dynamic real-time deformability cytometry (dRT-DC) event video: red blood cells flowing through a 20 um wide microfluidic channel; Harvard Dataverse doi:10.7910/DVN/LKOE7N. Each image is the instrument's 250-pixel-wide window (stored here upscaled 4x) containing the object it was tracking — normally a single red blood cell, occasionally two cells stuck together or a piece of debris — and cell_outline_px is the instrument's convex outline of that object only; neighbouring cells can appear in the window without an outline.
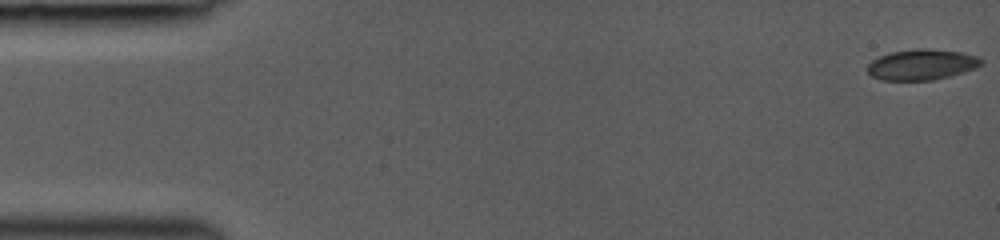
{"species": "common noctule bat (a hibernating species)", "species_latin": "Nyctalus noctula", "temperature_condition": "room temperature", "stored_images_in_passage": 40, "camera_frame_rate_fps": 3000, "um_per_image_px": 0.085, "animal": {"sex": "female", "body_mass_g": 19.0, "forearm_length_mm": 53.3}, "frame": {"image": 1, "passage_image": 1, "time_ms": 0.0, "image_size_px": [1000, 240], "cell_outline_px": [[984, 64], [976, 68], [948, 76], [932, 80], [880, 80], [872, 76], [868, 72], [868, 64], [872, 60], [880, 56], [892, 52], [916, 48], [928, 48], [960, 52], [976, 56], [984, 60]], "centroid_in_image_um": [78.36, 5.48], "position_along_channel_um": 6.6, "area_um2": 20.29}}
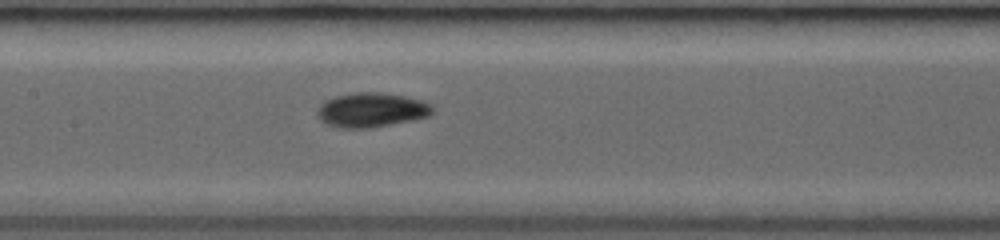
{"frame": {"image": 2, "passage_image": 16, "time_ms": 7.333, "image_size_px": [1000, 240], "cell_outline_px": [[436, 108], [428, 116], [412, 120], [368, 128], [340, 128], [324, 124], [320, 120], [316, 112], [320, 104], [324, 100], [336, 96], [352, 92], [380, 92], [404, 96], [420, 100], [432, 104]], "centroid_in_image_um": [31.54, 9.34], "position_along_channel_um": 175.9, "area_um2": 23.29}}
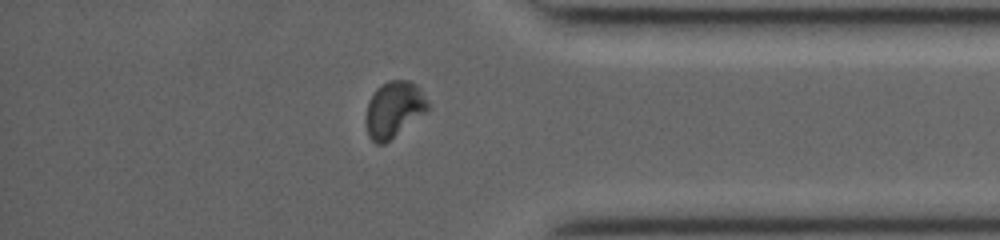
{"frame": {"image": 3, "passage_image": 34, "time_ms": 12.667, "image_size_px": [1000, 240], "cell_outline_px": [[432, 104], [424, 112], [384, 144], [376, 144], [368, 136], [364, 120], [364, 116], [368, 100], [376, 88], [380, 84], [388, 80], [408, 80], [416, 84], [420, 88]], "centroid_in_image_um": [33.44, 9.26], "position_along_channel_um": 401.8, "area_um2": 20.46}}